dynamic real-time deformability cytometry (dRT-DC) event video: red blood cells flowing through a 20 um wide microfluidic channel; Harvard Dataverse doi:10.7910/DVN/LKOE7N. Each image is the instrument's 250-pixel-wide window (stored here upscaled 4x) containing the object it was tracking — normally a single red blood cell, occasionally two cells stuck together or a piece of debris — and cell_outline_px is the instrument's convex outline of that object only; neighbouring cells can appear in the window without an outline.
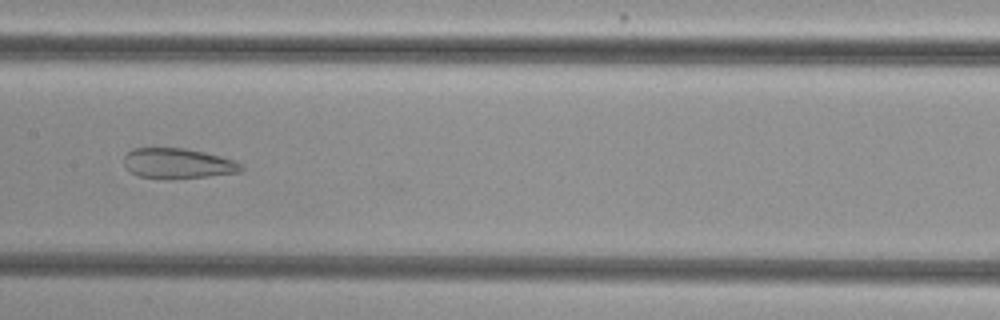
{"species": "common noctule bat (a hibernating species)", "species_latin": "Nyctalus noctula", "temperature_condition": "cold", "stored_images_in_passage": 42, "camera_frame_rate_fps": 3000, "um_per_image_px": 0.085, "animal": {"sex": "female", "body_mass_g": 29.2, "forearm_length_mm": 56.3}, "frame": {"image": 1, "passage_image": 16, "time_ms": 5.0, "image_size_px": [1000, 320], "cell_outline_px": [[244, 168], [240, 172], [208, 176], [140, 176], [132, 172], [124, 164], [124, 156], [132, 148], [184, 148], [204, 152], [220, 156], [232, 160], [240, 164]], "centroid_in_image_um": [15.13, 13.84], "position_along_channel_um": 192.3, "area_um2": 19.65}}
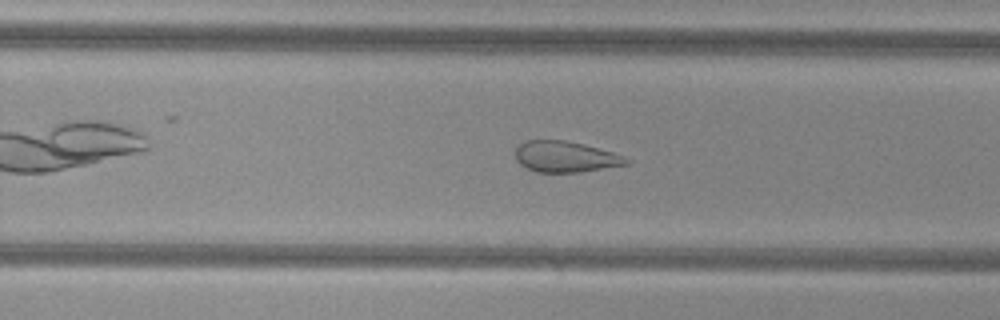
{"frame": {"image": 2, "passage_image": 23, "time_ms": 7.333, "image_size_px": [1000, 320], "cell_outline_px": [[632, 160], [628, 164], [580, 172], [536, 172], [520, 164], [516, 160], [516, 148], [524, 140], [564, 140], [584, 144], [612, 152]], "centroid_in_image_um": [48.05, 13.32], "position_along_channel_um": 281.8, "area_um2": 19.94}}
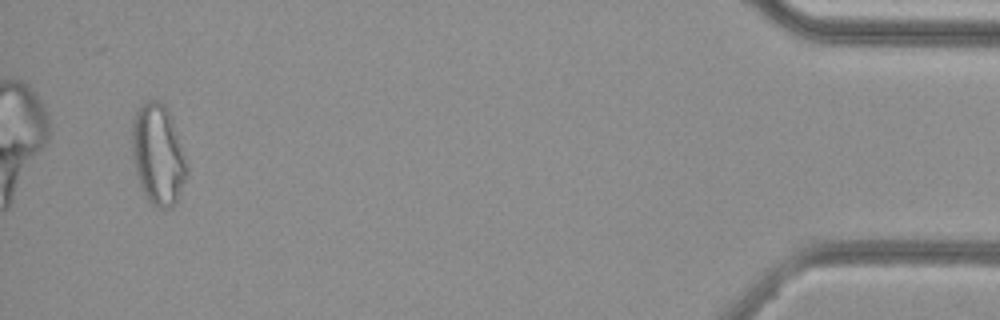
{"frame": {"image": 3, "passage_image": 40, "time_ms": 13.0, "image_size_px": [1000, 320], "cell_outline_px": [[188, 176], [176, 204], [172, 208], [156, 208], [144, 196], [136, 172], [132, 156], [132, 124], [136, 112], [148, 100], [156, 100], [164, 104], [172, 120], [184, 152], [188, 168]], "centroid_in_image_um": [13.45, 13.21], "position_along_channel_um": 421.7, "area_um2": 32.19}, "authors_computed_cell_mechanics": {"area_um2": 25.6054, "velocity_mm_per_s": 3.8418, "shape_relaxation_time_tau1_ms": null, "shape_relaxation_time_tau2_ms": 1.9763, "deformation_change_tau1": null, "deformation_change_tau2": 0.1025}}